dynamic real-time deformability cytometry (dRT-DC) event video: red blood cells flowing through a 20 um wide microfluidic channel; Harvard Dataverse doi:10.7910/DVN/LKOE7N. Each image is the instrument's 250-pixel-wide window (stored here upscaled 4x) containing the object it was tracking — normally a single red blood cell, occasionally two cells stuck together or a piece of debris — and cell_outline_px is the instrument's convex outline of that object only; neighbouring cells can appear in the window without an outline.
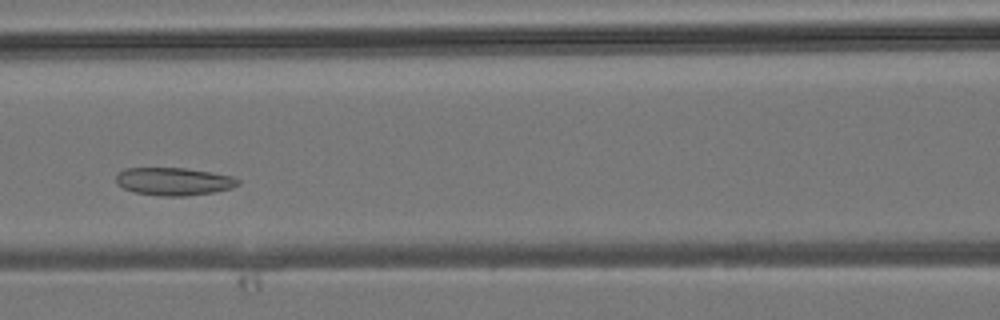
{"species": "common noctule bat (a hibernating species)", "species_latin": "Nyctalus noctula", "temperature_condition": "room temperature", "stored_images_in_passage": 36, "camera_frame_rate_fps": 3000, "um_per_image_px": 0.085, "animal": {"sex": "male", "body_mass_g": 19.2, "forearm_length_mm": 51.8}, "frame": {"image": 1, "passage_image": 13, "time_ms": 4.0, "image_size_px": [1000, 320], "cell_outline_px": [[240, 184], [232, 188], [212, 192], [184, 196], [164, 196], [136, 192], [124, 188], [116, 184], [116, 176], [124, 168], [184, 168], [212, 172], [232, 176], [240, 180]], "centroid_in_image_um": [14.79, 15.41], "position_along_channel_um": 151.8, "area_um2": 19.65}}
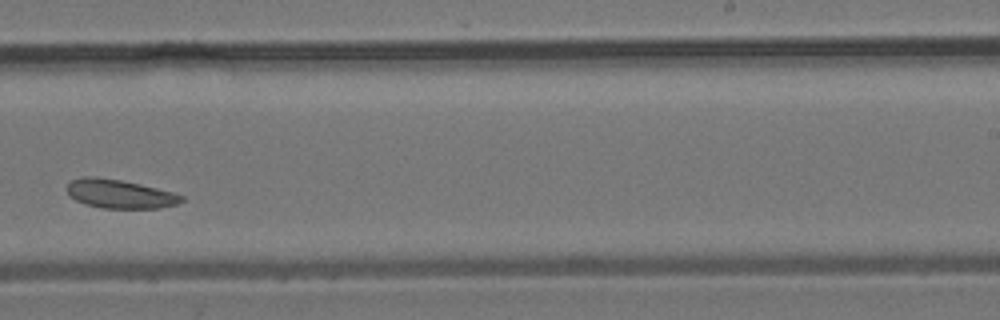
{"frame": {"image": 2, "passage_image": 21, "time_ms": 6.667, "image_size_px": [1000, 320], "cell_outline_px": [[184, 200], [176, 204], [160, 208], [104, 208], [84, 204], [68, 196], [64, 188], [72, 180], [84, 176], [96, 176], [120, 180], [140, 184], [176, 192], [184, 196]], "centroid_in_image_um": [10.16, 16.47], "position_along_channel_um": 278.8, "area_um2": 19.48}}
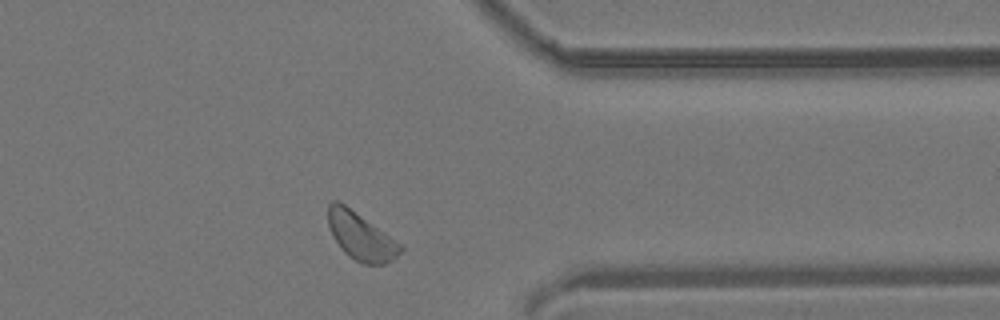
{"frame": {"image": 3, "passage_image": 28, "time_ms": 9.0, "image_size_px": [1000, 320], "cell_outline_px": [[404, 248], [392, 260], [384, 264], [364, 264], [348, 256], [340, 248], [332, 236], [328, 224], [328, 204], [332, 200], [336, 200], [344, 204], [400, 244]], "centroid_in_image_um": [30.62, 20.09], "position_along_channel_um": 380.8, "area_um2": 19.54}}